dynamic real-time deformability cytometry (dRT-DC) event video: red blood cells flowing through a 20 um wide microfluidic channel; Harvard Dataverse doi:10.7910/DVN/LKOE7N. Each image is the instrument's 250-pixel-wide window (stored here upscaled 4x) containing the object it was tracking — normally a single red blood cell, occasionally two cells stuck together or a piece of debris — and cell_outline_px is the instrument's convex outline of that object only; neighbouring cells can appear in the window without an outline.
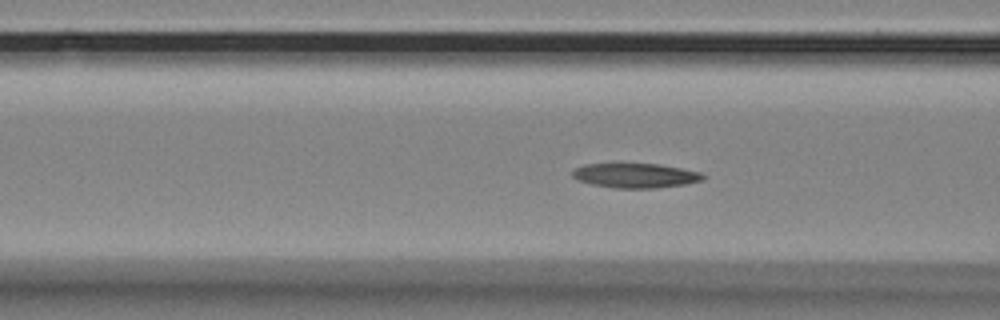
{"species": "Egyptian fruit bat (a non-hibernating species)", "species_latin": "Rousettus aegyptiacus", "temperature_condition": "room temperature", "stored_images_in_passage": 54, "camera_frame_rate_fps": 3000, "um_per_image_px": 0.085, "animal": {"sex": "female"}, "frame": {"image": 1, "passage_image": 17, "time_ms": 5.333, "image_size_px": [1000, 320], "cell_outline_px": [[708, 176], [704, 180], [688, 184], [656, 188], [616, 188], [592, 184], [576, 180], [572, 176], [572, 172], [576, 168], [584, 164], [612, 160], [660, 164], [700, 172]], "centroid_in_image_um": [53.98, 14.87], "position_along_channel_um": 112.6, "area_um2": 19.88}}
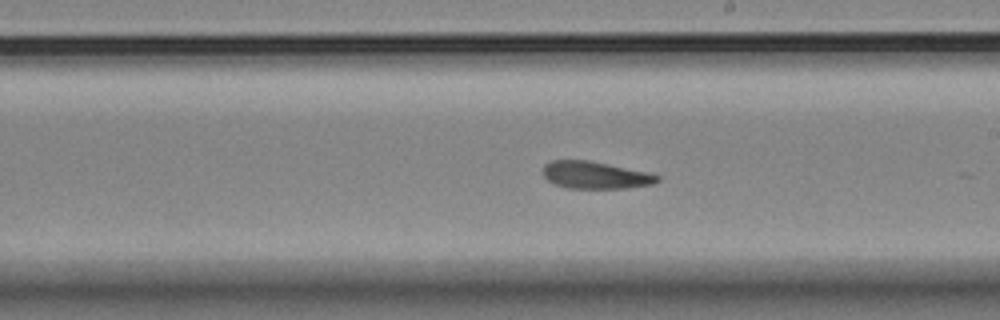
{"frame": {"image": 2, "passage_image": 28, "time_ms": 9.0, "image_size_px": [1000, 320], "cell_outline_px": [[660, 180], [652, 184], [628, 188], [568, 188], [552, 184], [544, 176], [544, 164], [552, 160], [588, 160], [648, 172], [660, 176]], "centroid_in_image_um": [50.6, 14.89], "position_along_channel_um": 238.4, "area_um2": 18.15}}
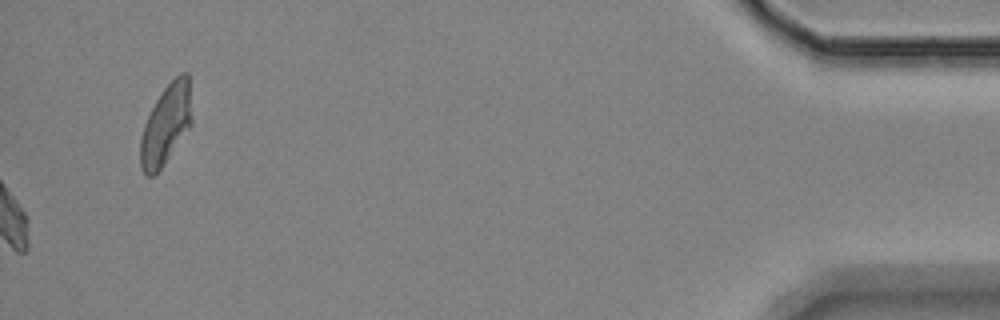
{"frame": {"image": 3, "passage_image": 54, "time_ms": 17.667, "image_size_px": [1000, 320], "cell_outline_px": [[192, 124], [160, 168], [152, 176], [144, 176], [140, 168], [140, 140], [144, 124], [156, 100], [164, 88], [180, 72], [188, 72], [192, 120]], "centroid_in_image_um": [14.09, 10.58], "position_along_channel_um": 421.1, "area_um2": 23.7}, "authors_computed_cell_mechanics": {"area_um2": 18.9873, "velocity_mm_per_s": 3.4314, "shape_relaxation_time_tau1_ms": 5.6264, "shape_relaxation_time_tau2_ms": 6.8812, "deformation_change_tau1": 0.1423, "deformation_change_tau2": 0.125}}